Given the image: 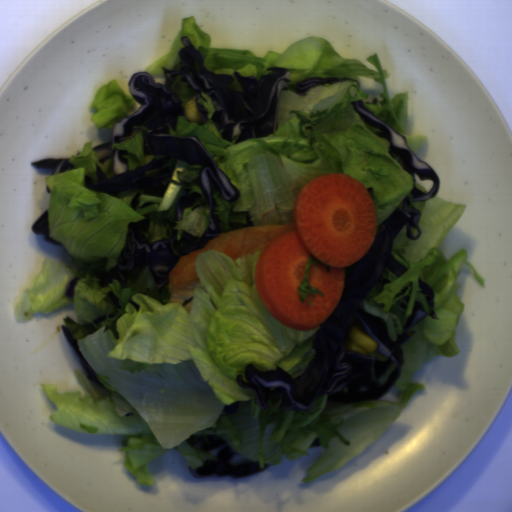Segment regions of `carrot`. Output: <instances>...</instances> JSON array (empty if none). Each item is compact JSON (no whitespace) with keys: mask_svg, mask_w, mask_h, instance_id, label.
Listing matches in <instances>:
<instances>
[{"mask_svg":"<svg viewBox=\"0 0 512 512\" xmlns=\"http://www.w3.org/2000/svg\"><path fill=\"white\" fill-rule=\"evenodd\" d=\"M294 230L280 234L258 255L255 286L273 319L293 329L312 330L337 308L346 267L366 256L374 245L378 216L363 184L346 173H330L306 182L293 206ZM314 256L330 266L312 264L310 286L325 296L308 295L302 303L298 287L305 265Z\"/></svg>","mask_w":512,"mask_h":512,"instance_id":"1","label":"carrot"}]
</instances>
